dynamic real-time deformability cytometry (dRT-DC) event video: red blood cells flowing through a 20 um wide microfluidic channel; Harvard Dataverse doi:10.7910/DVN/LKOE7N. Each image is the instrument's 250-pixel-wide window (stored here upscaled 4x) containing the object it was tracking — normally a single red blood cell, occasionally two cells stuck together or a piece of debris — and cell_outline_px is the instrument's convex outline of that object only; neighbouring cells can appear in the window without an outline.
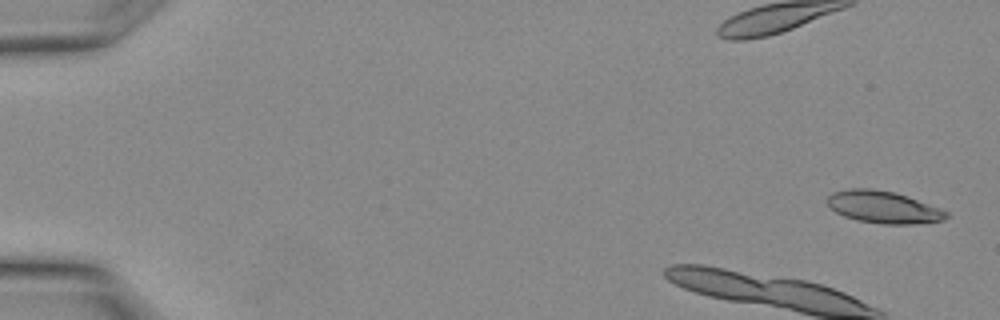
{"species": "Egyptian fruit bat (a non-hibernating species)", "species_latin": "Rousettus aegyptiacus", "temperature_condition": "warm", "stored_images_in_passage": 6, "camera_frame_rate_fps": 3000, "um_per_image_px": 0.085, "animal": {"sex": "female"}, "frame": {"image": 1, "passage_image": 1, "time_ms": 0.0, "image_size_px": [1000, 320], "cell_outline_px": [[948, 216], [944, 220], [912, 224], [880, 224], [856, 220], [844, 216], [836, 212], [824, 200], [832, 192], [848, 188], [872, 188], [896, 192], [908, 196], [940, 208], [948, 212]], "centroid_in_image_um": [75.06, 17.59], "position_along_channel_um": 9.9, "area_um2": 22.54}}